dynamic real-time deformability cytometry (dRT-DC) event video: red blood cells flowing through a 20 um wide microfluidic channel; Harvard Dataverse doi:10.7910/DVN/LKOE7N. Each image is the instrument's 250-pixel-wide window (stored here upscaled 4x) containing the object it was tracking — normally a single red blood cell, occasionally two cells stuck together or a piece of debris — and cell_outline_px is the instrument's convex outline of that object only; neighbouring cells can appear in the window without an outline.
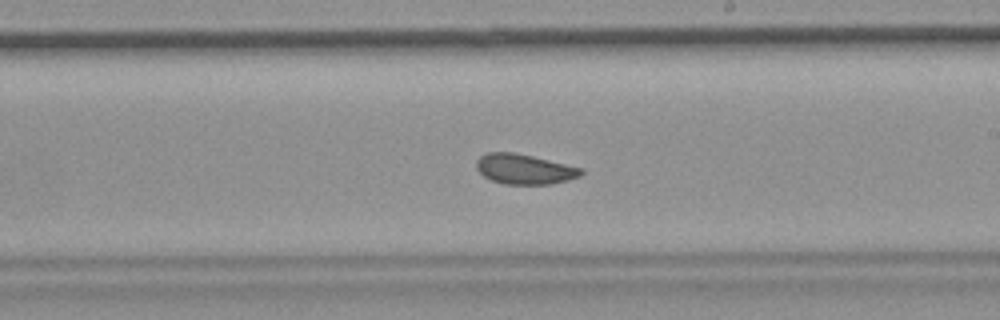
{"species": "common noctule bat (a hibernating species)", "species_latin": "Nyctalus noctula", "temperature_condition": "room temperature", "stored_images_in_passage": 56, "camera_frame_rate_fps": 3000, "um_per_image_px": 0.085, "animal": {"sex": "female", "body_mass_g": 19.9}, "frame": {"image": 1, "passage_image": 32, "time_ms": 10.333, "image_size_px": [1000, 320], "cell_outline_px": [[584, 172], [580, 176], [568, 180], [552, 184], [504, 184], [492, 180], [484, 176], [476, 168], [476, 160], [484, 152], [512, 152], [532, 156], [584, 168]], "centroid_in_image_um": [44.58, 14.37], "position_along_channel_um": 244.4, "area_um2": 18.44}}